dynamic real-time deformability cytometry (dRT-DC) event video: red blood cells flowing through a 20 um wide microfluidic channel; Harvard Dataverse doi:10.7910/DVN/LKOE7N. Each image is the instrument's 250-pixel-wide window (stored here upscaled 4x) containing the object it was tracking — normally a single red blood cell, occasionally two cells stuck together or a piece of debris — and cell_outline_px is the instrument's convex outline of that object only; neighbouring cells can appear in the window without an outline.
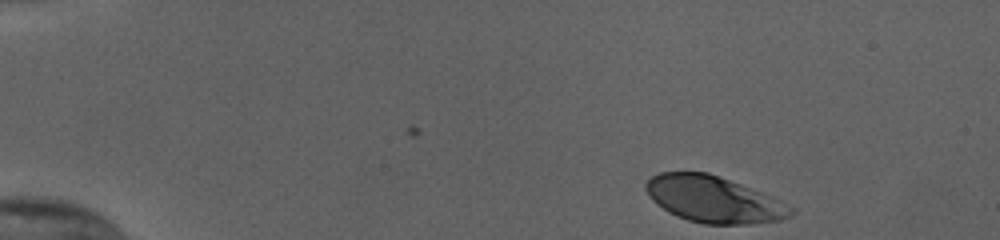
{"species": "human", "species_latin": "Homo sapiens", "temperature_condition": "cold", "stored_images_in_passage": 48, "camera_frame_rate_fps": 3000, "um_per_image_px": 0.085, "donor": {"sex": "female"}, "frame": {"image": 1, "passage_image": 1, "time_ms": 0.0, "image_size_px": [1000, 240], "cell_outline_px": [[796, 212], [792, 216], [780, 220], [752, 224], [704, 224], [688, 220], [676, 216], [668, 212], [652, 200], [648, 196], [644, 188], [644, 184], [652, 176], [660, 172], [708, 172], [764, 192], [796, 208]], "centroid_in_image_um": [60.7, 16.95], "position_along_channel_um": 24.3, "area_um2": 39.71}}
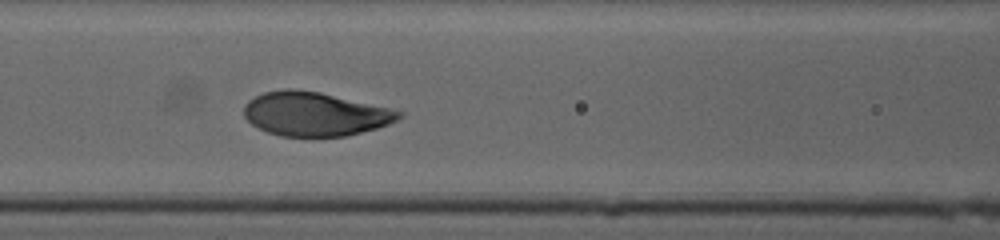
{"frame": {"image": 2, "passage_image": 19, "time_ms": 6.0, "image_size_px": [1000, 240], "cell_outline_px": [[404, 116], [388, 124], [376, 128], [344, 136], [312, 140], [280, 136], [268, 132], [252, 124], [244, 116], [244, 104], [248, 100], [264, 92], [284, 88], [292, 88], [320, 92], [388, 108], [404, 112]], "centroid_in_image_um": [26.73, 9.72], "position_along_channel_um": 139.9, "area_um2": 40.29}}
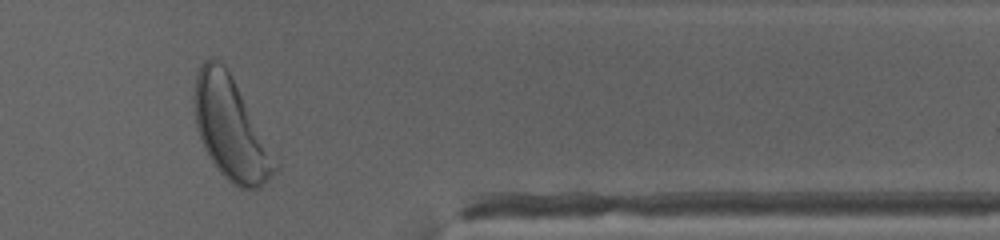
{"frame": {"image": 3, "passage_image": 40, "time_ms": 13.0, "image_size_px": [1000, 240], "cell_outline_px": [[280, 164], [276, 172], [260, 188], [240, 188], [232, 184], [216, 168], [208, 156], [204, 148], [196, 128], [192, 96], [196, 76], [204, 60], [216, 60], [224, 64]], "centroid_in_image_um": [19.6, 10.98], "position_along_channel_um": 391.8, "area_um2": 47.57}, "authors_computed_cell_mechanics": {"area_um2": 40.46, "velocity_mm_per_s": 3.7655, "shape_relaxation_time_tau1_ms": 1.5523, "shape_relaxation_time_tau2_ms": null, "deformation_change_tau1": 0.1308, "deformation_change_tau2": null}}